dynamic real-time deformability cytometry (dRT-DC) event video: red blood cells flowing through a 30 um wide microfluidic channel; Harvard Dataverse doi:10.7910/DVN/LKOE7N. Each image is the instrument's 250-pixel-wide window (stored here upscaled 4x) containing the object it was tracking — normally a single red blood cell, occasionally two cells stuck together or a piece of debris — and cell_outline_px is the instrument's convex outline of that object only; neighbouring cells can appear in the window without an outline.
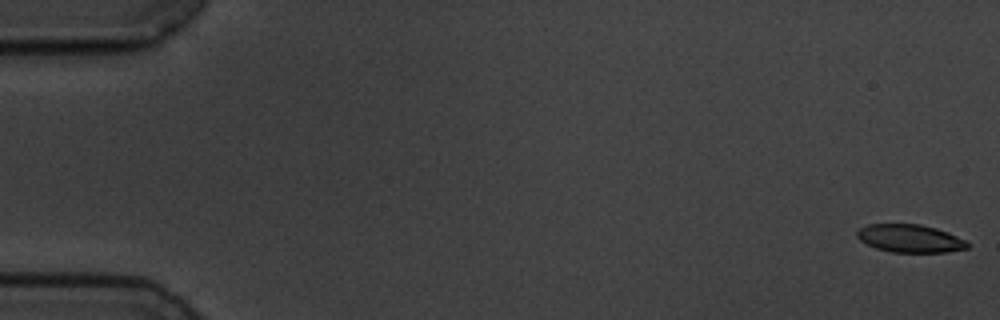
{"species": "common noctule bat (a hibernating species)", "species_latin": "Nyctalus noctula", "temperature_condition": "cold", "stored_images_in_passage": 58, "camera_frame_rate_fps": 3000, "um_per_image_px": 0.085, "animal": {"sex": "male", "body_mass_g": 19.5, "forearm_length_mm": 54.6}, "frame": {"image": 1, "passage_image": 1, "time_ms": 0.0, "image_size_px": [1000, 320], "cell_outline_px": [[968, 248], [948, 252], [892, 252], [876, 248], [860, 240], [856, 236], [856, 232], [860, 228], [868, 224], [920, 224], [936, 228], [948, 232], [964, 240], [968, 244]], "centroid_in_image_um": [77.33, 20.26], "position_along_channel_um": 7.7, "area_um2": 17.86}}
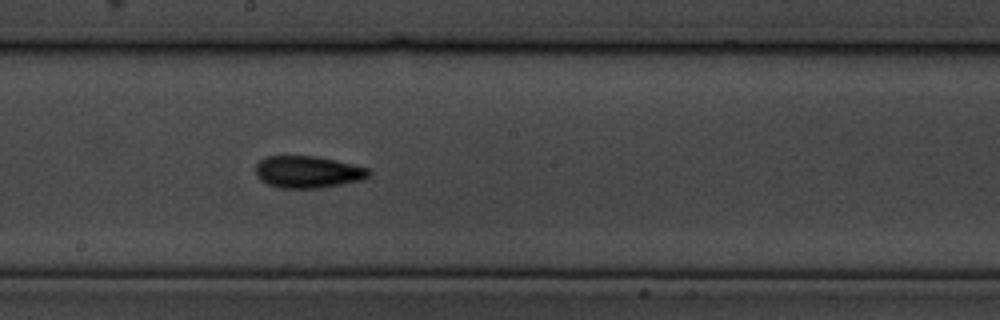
{"frame": {"image": 2, "passage_image": 32, "time_ms": 10.333, "image_size_px": [1000, 320], "cell_outline_px": [[372, 172], [368, 176], [360, 180], [324, 188], [280, 188], [268, 184], [260, 180], [256, 176], [256, 164], [264, 156], [316, 156], [336, 160], [368, 168]], "centroid_in_image_um": [26.15, 14.61], "position_along_channel_um": 222.1, "area_um2": 21.21}}
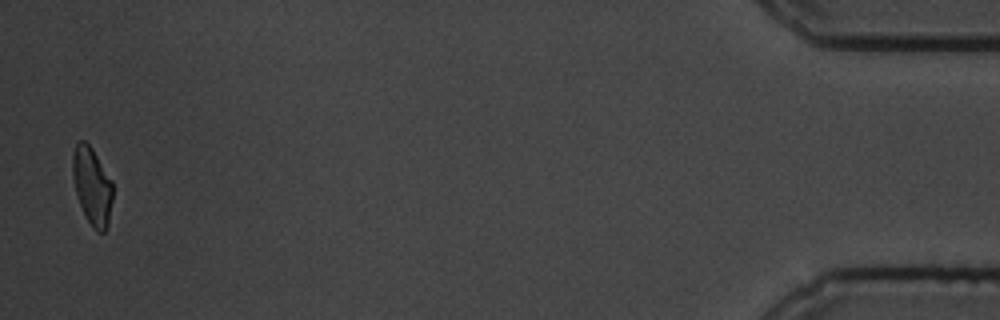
{"frame": {"image": 3, "passage_image": 57, "time_ms": 18.667, "image_size_px": [1000, 320], "cell_outline_px": [[112, 200], [108, 224], [104, 232], [96, 232], [92, 228], [80, 204], [76, 192], [72, 176], [72, 156], [76, 144], [80, 140], [84, 140], [92, 148], [112, 180]], "centroid_in_image_um": [7.83, 15.81], "position_along_channel_um": 427.4, "area_um2": 18.03}, "authors_computed_cell_mechanics": {"area_um2": 19.2763, "velocity_mm_per_s": 3.4946, "shape_relaxation_time_tau1_ms": 3.6954, "shape_relaxation_time_tau2_ms": 5.8002, "deformation_change_tau1": 0.1104, "deformation_change_tau2": 0.1205}}